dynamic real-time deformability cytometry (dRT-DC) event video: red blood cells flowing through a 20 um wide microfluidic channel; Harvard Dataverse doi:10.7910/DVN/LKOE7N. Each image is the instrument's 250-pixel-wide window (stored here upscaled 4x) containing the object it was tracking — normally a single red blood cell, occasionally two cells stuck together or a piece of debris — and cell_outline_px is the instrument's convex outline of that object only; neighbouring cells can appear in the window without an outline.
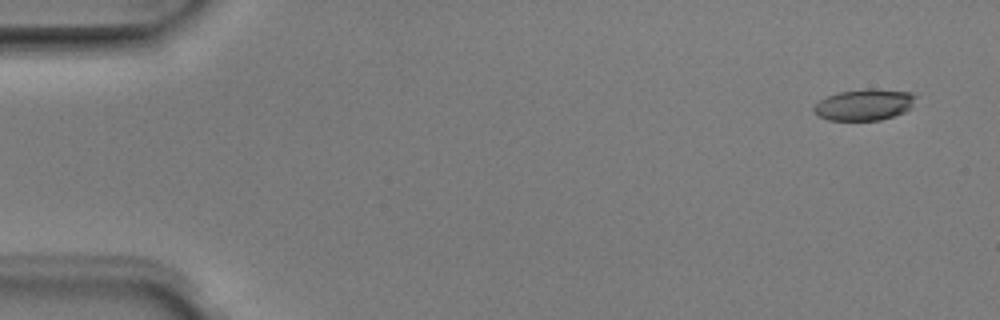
{"species": "Egyptian fruit bat (a non-hibernating species)", "species_latin": "Rousettus aegyptiacus", "temperature_condition": "room temperature", "stored_images_in_passage": 5, "camera_frame_rate_fps": 3000, "um_per_image_px": 0.085, "animal": {"sex": "male"}, "frame": {"image": 1, "passage_image": 1, "time_ms": 0.0, "image_size_px": [1000, 320], "cell_outline_px": [[916, 96], [912, 108], [904, 112], [880, 120], [828, 120], [820, 116], [812, 108], [820, 100], [836, 92], [868, 88], [872, 88], [912, 92]], "centroid_in_image_um": [73.49, 8.88], "position_along_channel_um": 11.5, "area_um2": 18.61}}
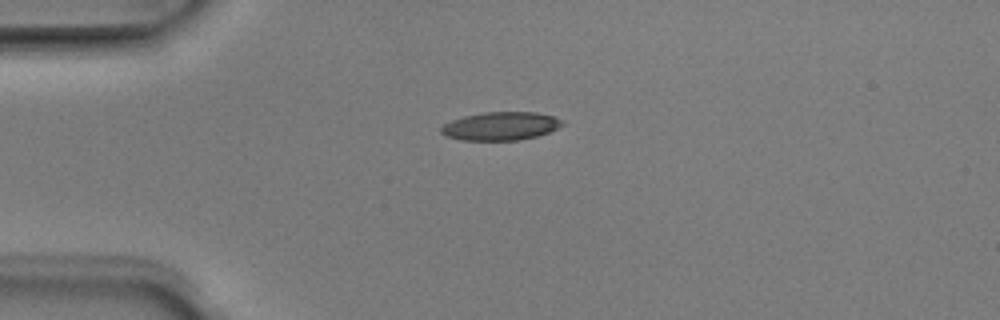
{"frame": {"image": 2, "passage_image": 4, "time_ms": 1.0, "image_size_px": [1000, 320], "cell_outline_px": [[564, 124], [548, 132], [536, 136], [520, 140], [460, 140], [444, 136], [440, 132], [440, 128], [444, 124], [452, 120], [464, 116], [484, 112], [536, 112], [552, 116], [564, 120]], "centroid_in_image_um": [42.53, 10.72], "position_along_channel_um": 42.5, "area_um2": 20.0}}